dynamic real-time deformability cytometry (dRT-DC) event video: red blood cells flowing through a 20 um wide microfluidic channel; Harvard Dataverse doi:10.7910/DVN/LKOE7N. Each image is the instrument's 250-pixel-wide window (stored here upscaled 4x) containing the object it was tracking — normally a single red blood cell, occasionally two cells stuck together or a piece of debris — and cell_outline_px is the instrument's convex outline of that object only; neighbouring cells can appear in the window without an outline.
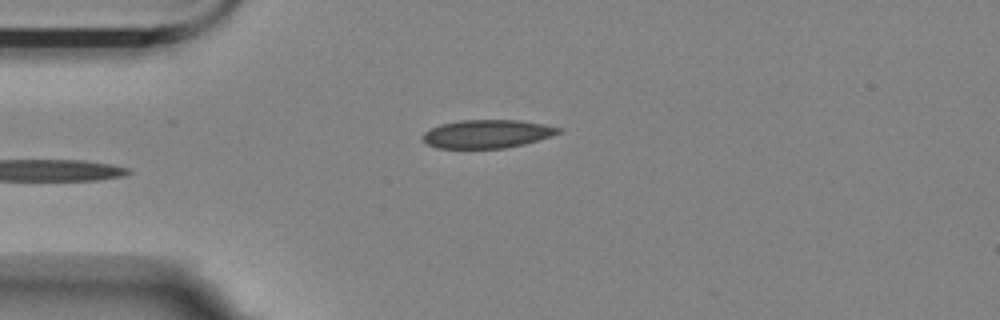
{"species": "Egyptian fruit bat (a non-hibernating species)", "species_latin": "Rousettus aegyptiacus", "temperature_condition": "room temperature", "stored_images_in_passage": 39, "camera_frame_rate_fps": 3000, "um_per_image_px": 0.085, "animal": {"sex": "female"}, "frame": {"image": 1, "passage_image": 1, "time_ms": 0.0, "image_size_px": [1000, 320], "cell_outline_px": [[560, 132], [552, 136], [524, 144], [504, 148], [436, 148], [420, 140], [420, 136], [424, 132], [440, 124], [460, 120], [520, 120], [560, 128]], "centroid_in_image_um": [41.33, 11.38], "position_along_channel_um": 43.7, "area_um2": 22.37}}
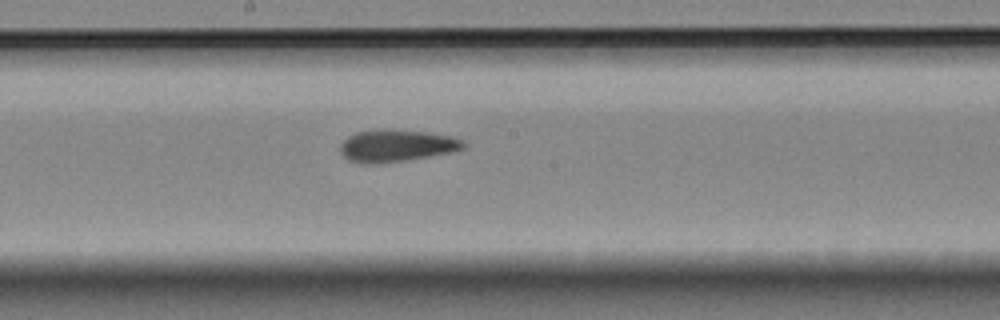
{"frame": {"image": 2, "passage_image": 17, "time_ms": 5.333, "image_size_px": [1000, 320], "cell_outline_px": [[464, 148], [448, 152], [428, 156], [404, 160], [376, 164], [364, 164], [348, 160], [340, 152], [340, 144], [348, 136], [356, 132], [428, 132], [452, 136], [464, 140]], "centroid_in_image_um": [33.68, 12.43], "position_along_channel_um": 214.5, "area_um2": 22.02}}
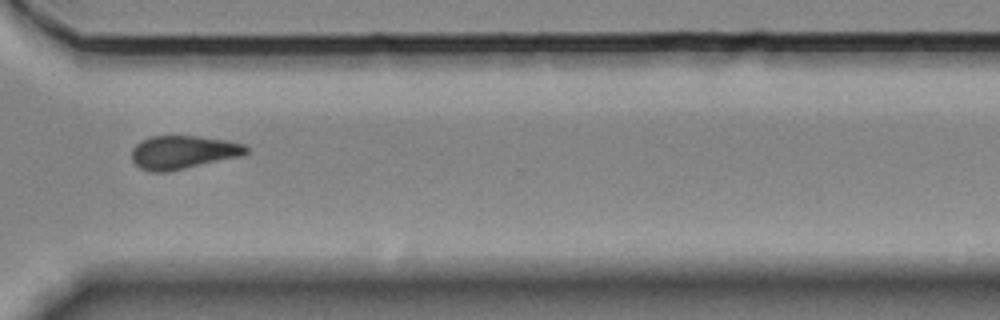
{"frame": {"image": 3, "passage_image": 29, "time_ms": 9.333, "image_size_px": [1000, 320], "cell_outline_px": [[248, 152], [240, 156], [168, 172], [148, 172], [140, 168], [132, 160], [132, 148], [140, 140], [152, 136], [196, 136], [228, 140], [244, 144], [248, 148]], "centroid_in_image_um": [15.53, 12.94], "position_along_channel_um": 355.1, "area_um2": 22.31}, "authors_computed_cell_mechanics": {"area_um2": 22.253, "velocity_mm_per_s": 3.513, "shape_relaxation_time_tau1_ms": 10.75, "shape_relaxation_time_tau2_ms": 4.4668, "deformation_change_tau1": 0.177, "deformation_change_tau2": 0.0901}}